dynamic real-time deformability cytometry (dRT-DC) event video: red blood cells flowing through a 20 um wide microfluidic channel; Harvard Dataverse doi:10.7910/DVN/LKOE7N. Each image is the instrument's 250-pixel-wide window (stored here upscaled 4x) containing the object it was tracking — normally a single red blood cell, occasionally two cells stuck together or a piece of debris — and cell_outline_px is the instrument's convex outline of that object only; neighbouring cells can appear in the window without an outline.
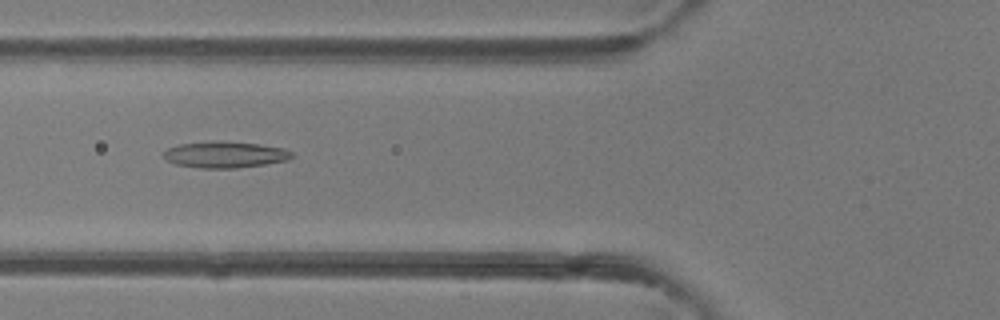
{"species": "common noctule bat (a hibernating species)", "species_latin": "Nyctalus noctula", "temperature_condition": "room temperature", "stored_images_in_passage": 35, "camera_frame_rate_fps": 3000, "um_per_image_px": 0.085, "animal": {"sex": "female"}, "frame": {"image": 1, "passage_image": 6, "time_ms": 1.667, "image_size_px": [1000, 320], "cell_outline_px": [[296, 156], [288, 160], [264, 164], [236, 168], [200, 168], [176, 164], [168, 160], [164, 156], [164, 152], [168, 148], [180, 144], [216, 140], [260, 144], [284, 148], [292, 152]], "centroid_in_image_um": [19.17, 13.13], "position_along_channel_um": 106.6, "area_um2": 19.71}}
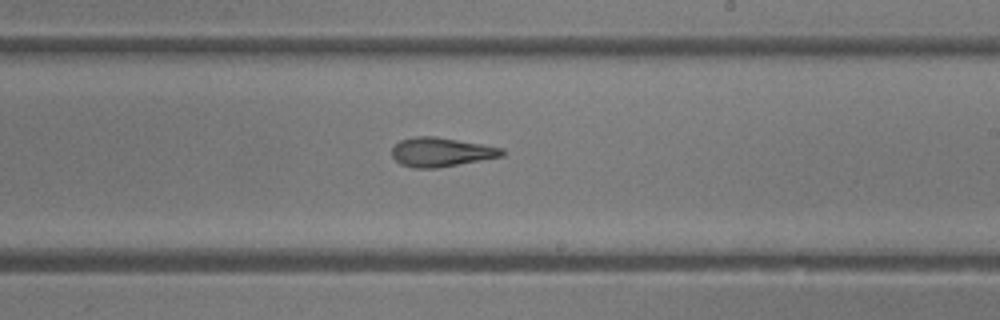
{"frame": {"image": 2, "passage_image": 16, "time_ms": 5.0, "image_size_px": [1000, 320], "cell_outline_px": [[504, 156], [436, 168], [412, 168], [400, 164], [392, 156], [392, 148], [400, 140], [416, 136], [436, 136], [504, 148]], "centroid_in_image_um": [37.49, 12.92], "position_along_channel_um": 251.5, "area_um2": 18.67}}
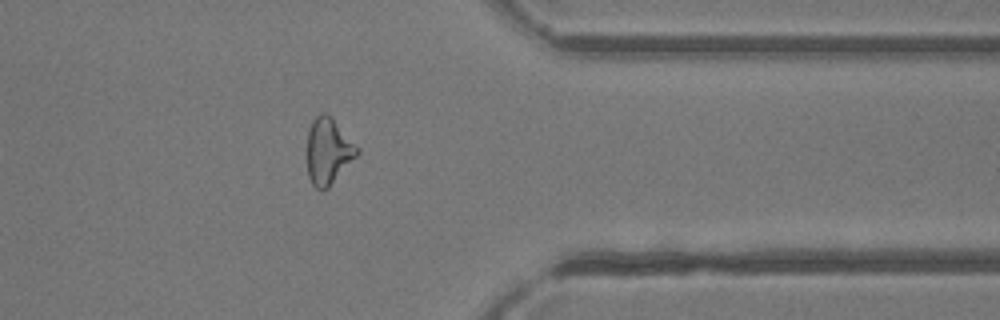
{"frame": {"image": 3, "passage_image": 26, "time_ms": 8.333, "image_size_px": [1000, 320], "cell_outline_px": [[360, 152], [328, 188], [320, 192], [312, 184], [308, 176], [308, 128], [312, 120], [320, 112], [324, 112], [360, 148]], "centroid_in_image_um": [27.89, 12.88], "position_along_channel_um": 383.5, "area_um2": 19.02}, "authors_computed_cell_mechanics": {"area_um2": 19.363, "velocity_mm_per_s": 4.3428, "shape_relaxation_time_tau1_ms": null, "shape_relaxation_time_tau2_ms": 4.6417, "deformation_change_tau1": null, "deformation_change_tau2": 0.1815}}